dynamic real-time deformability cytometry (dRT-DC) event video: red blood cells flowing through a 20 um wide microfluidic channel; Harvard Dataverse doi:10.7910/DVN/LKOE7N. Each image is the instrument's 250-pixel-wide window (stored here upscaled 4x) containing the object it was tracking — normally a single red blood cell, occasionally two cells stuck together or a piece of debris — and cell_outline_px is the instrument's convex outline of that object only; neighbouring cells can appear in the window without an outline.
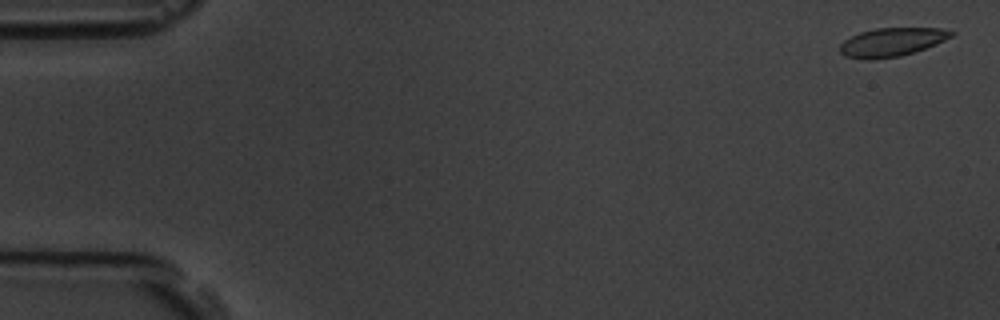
{"species": "common noctule bat (a hibernating species)", "species_latin": "Nyctalus noctula", "temperature_condition": "room temperature", "stored_images_in_passage": 7, "camera_frame_rate_fps": 3000, "um_per_image_px": 0.085, "animal": {"sex": "male", "body_mass_g": 19.5, "forearm_length_mm": 54.6}, "frame": {"image": 1, "passage_image": 1, "time_ms": 0.0, "image_size_px": [1000, 320], "cell_outline_px": [[956, 32], [952, 36], [936, 44], [900, 56], [872, 60], [864, 60], [844, 56], [840, 52], [840, 44], [844, 40], [860, 32], [876, 28], [940, 28]], "centroid_in_image_um": [75.77, 3.58], "position_along_channel_um": 9.2, "area_um2": 18.5}}
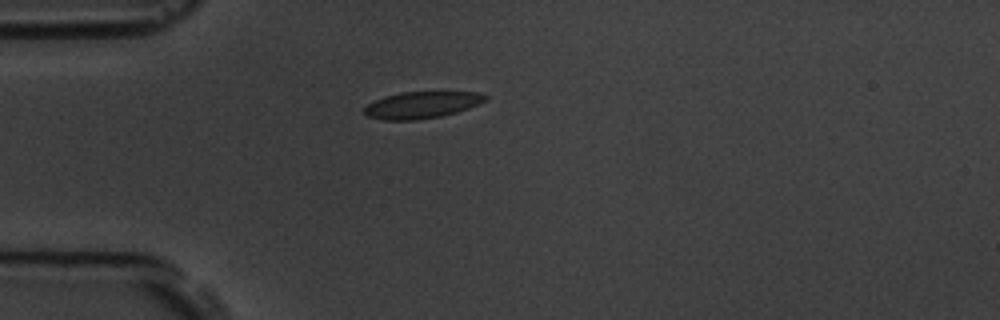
{"frame": {"image": 2, "passage_image": 5, "time_ms": 4.667, "image_size_px": [1000, 320], "cell_outline_px": [[488, 100], [480, 104], [456, 112], [440, 116], [416, 120], [384, 120], [368, 116], [364, 112], [364, 108], [368, 104], [384, 96], [400, 92], [476, 92], [488, 96]], "centroid_in_image_um": [35.87, 8.91], "position_along_channel_um": 49.1, "area_um2": 18.79}}
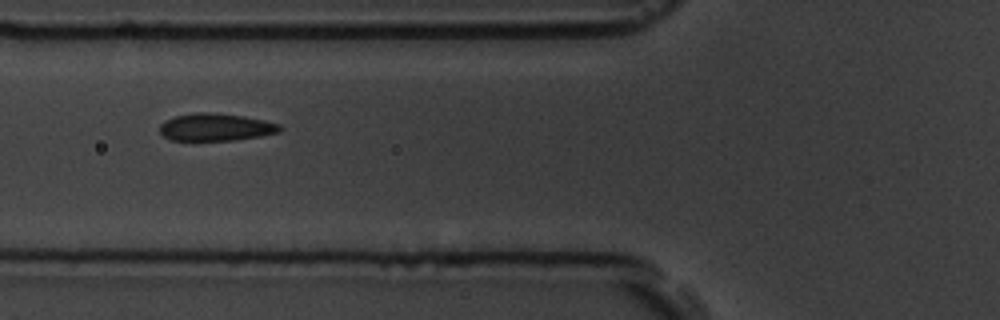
{"frame": {"image": 3, "passage_image": 7, "time_ms": 6.667, "image_size_px": [1000, 320], "cell_outline_px": [[284, 128], [280, 132], [260, 136], [236, 140], [172, 140], [164, 136], [160, 132], [160, 124], [164, 120], [176, 116], [196, 112], [216, 112], [244, 116], [264, 120], [280, 124]], "centroid_in_image_um": [18.37, 10.8], "position_along_channel_um": 107.4, "area_um2": 19.36}}